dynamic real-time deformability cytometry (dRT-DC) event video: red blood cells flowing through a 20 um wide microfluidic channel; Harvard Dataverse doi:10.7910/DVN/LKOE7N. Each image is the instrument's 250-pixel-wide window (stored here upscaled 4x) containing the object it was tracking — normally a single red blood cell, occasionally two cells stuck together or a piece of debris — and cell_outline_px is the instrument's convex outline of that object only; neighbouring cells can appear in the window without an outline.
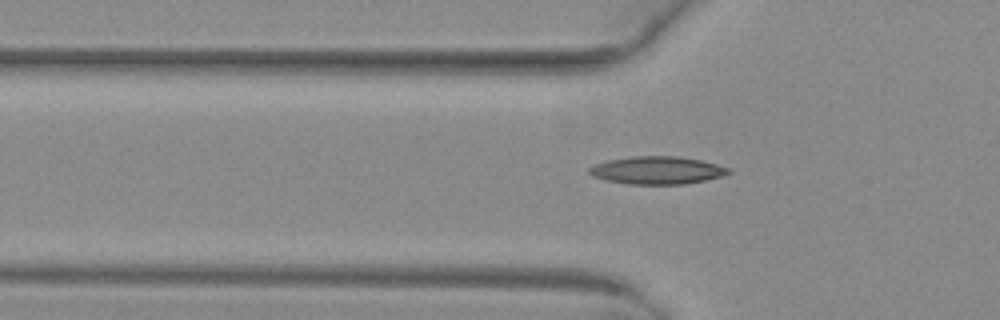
{"species": "common noctule bat (a hibernating species)", "species_latin": "Nyctalus noctula", "temperature_condition": "warm", "stored_images_in_passage": 44, "camera_frame_rate_fps": 3000, "um_per_image_px": 0.085, "animal": {"sex": "female", "body_mass_g": 29.2, "forearm_length_mm": 56.3}, "frame": {"image": 1, "passage_image": 16, "time_ms": 5.0, "image_size_px": [1000, 320], "cell_outline_px": [[732, 172], [724, 176], [684, 184], [628, 184], [604, 180], [592, 176], [588, 172], [588, 168], [596, 164], [608, 160], [632, 156], [676, 156], [700, 160], [732, 168]], "centroid_in_image_um": [55.86, 14.47], "position_along_channel_um": 69.9, "area_um2": 22.6}}
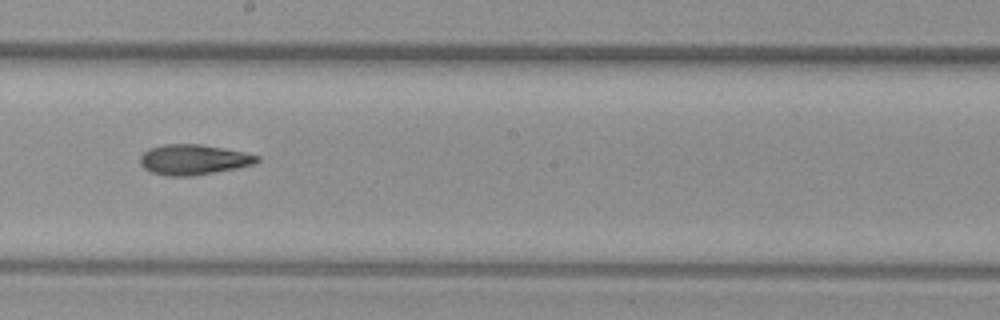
{"frame": {"image": 2, "passage_image": 28, "time_ms": 9.0, "image_size_px": [1000, 320], "cell_outline_px": [[260, 160], [252, 164], [236, 168], [196, 176], [168, 176], [152, 172], [144, 168], [140, 164], [140, 156], [148, 148], [160, 144], [200, 144], [224, 148], [244, 152], [260, 156]], "centroid_in_image_um": [16.42, 13.56], "position_along_channel_um": 231.8, "area_um2": 20.75}}
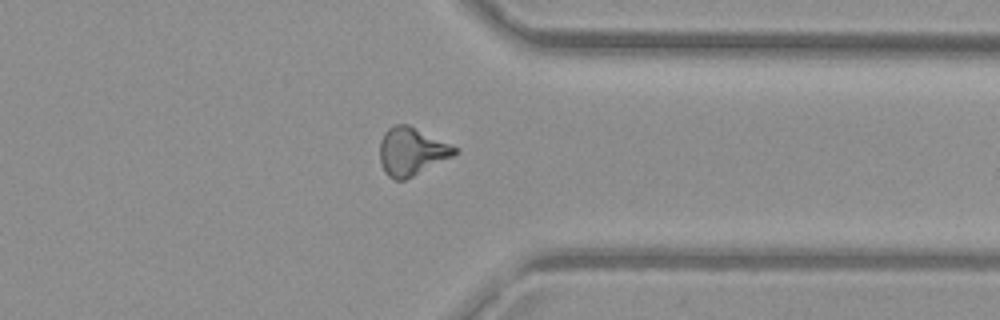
{"frame": {"image": 3, "passage_image": 39, "time_ms": 12.667, "image_size_px": [1000, 320], "cell_outline_px": [[456, 152], [452, 156], [404, 180], [396, 180], [388, 176], [384, 172], [380, 164], [380, 140], [384, 132], [392, 124], [408, 124], [452, 144], [456, 148]], "centroid_in_image_um": [34.94, 12.85], "position_along_channel_um": 376.5, "area_um2": 20.81}}